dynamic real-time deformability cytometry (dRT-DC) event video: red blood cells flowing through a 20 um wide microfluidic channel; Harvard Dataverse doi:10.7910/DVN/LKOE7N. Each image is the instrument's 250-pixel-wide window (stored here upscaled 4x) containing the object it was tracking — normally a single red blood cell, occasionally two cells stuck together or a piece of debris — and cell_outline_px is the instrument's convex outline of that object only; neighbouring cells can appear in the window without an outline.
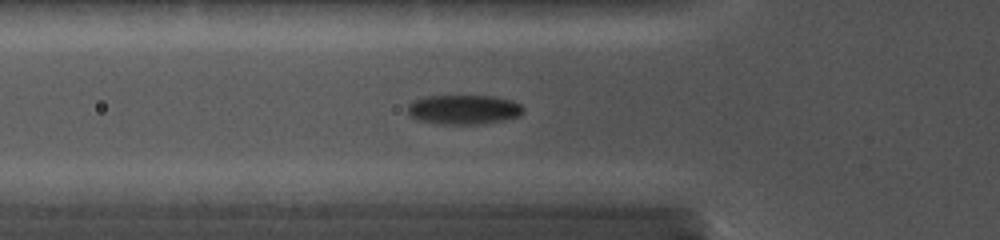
{"species": "common noctule bat (a hibernating species)", "species_latin": "Nyctalus noctula", "temperature_condition": "cold", "stored_images_in_passage": 30, "camera_frame_rate_fps": 5000, "um_per_image_px": 0.085, "animal": {"sex": "female", "body_mass_g": 19.0, "forearm_length_mm": 56.7}, "frame": {"image": 1, "passage_image": 2, "time_ms": 0.4, "image_size_px": [1000, 240], "cell_outline_px": [[524, 108], [520, 116], [500, 120], [476, 124], [440, 124], [420, 120], [412, 116], [408, 112], [408, 104], [416, 100], [428, 96], [492, 96], [508, 100], [520, 104]], "centroid_in_image_um": [39.41, 9.31], "position_along_channel_um": 86.4, "area_um2": 19.42}}
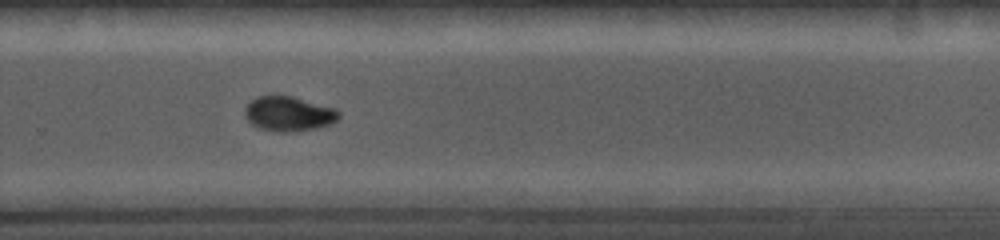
{"frame": {"image": 2, "passage_image": 17, "time_ms": 5.8, "image_size_px": [1000, 240], "cell_outline_px": [[340, 116], [336, 120], [328, 124], [316, 128], [288, 132], [280, 132], [260, 128], [252, 124], [244, 116], [244, 108], [256, 96], [292, 96], [336, 108], [340, 112]], "centroid_in_image_um": [24.53, 9.66], "position_along_channel_um": 305.3, "area_um2": 18.9}}
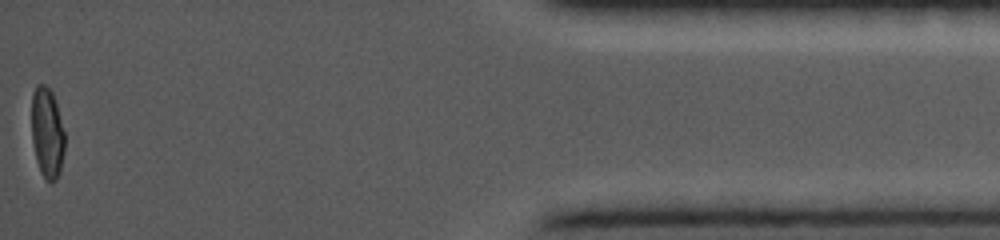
{"frame": {"image": 3, "passage_image": 30, "time_ms": 10.4, "image_size_px": [1000, 240], "cell_outline_px": [[64, 152], [60, 172], [56, 180], [52, 184], [40, 172], [36, 160], [32, 140], [32, 92], [36, 84], [44, 84], [52, 92], [56, 104], [64, 132]], "centroid_in_image_um": [4.0, 11.3], "position_along_channel_um": 431.2, "area_um2": 17.46}}